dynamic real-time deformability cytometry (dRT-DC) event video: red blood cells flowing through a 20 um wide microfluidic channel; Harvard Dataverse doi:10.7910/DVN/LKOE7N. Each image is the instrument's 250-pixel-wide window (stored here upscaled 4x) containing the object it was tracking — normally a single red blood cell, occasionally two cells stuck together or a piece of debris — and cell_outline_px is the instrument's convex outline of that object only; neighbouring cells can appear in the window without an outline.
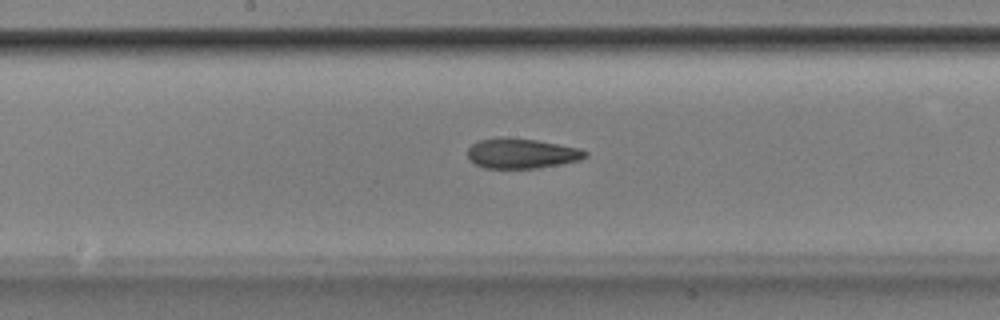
{"species": "Egyptian fruit bat (a non-hibernating species)", "species_latin": "Rousettus aegyptiacus", "temperature_condition": "room temperature", "stored_images_in_passage": 42, "camera_frame_rate_fps": 3000, "um_per_image_px": 0.085, "animal": {"sex": "male"}, "frame": {"image": 1, "passage_image": 26, "time_ms": 8.333, "image_size_px": [1000, 320], "cell_outline_px": [[588, 156], [580, 160], [560, 164], [536, 168], [484, 168], [468, 160], [468, 148], [472, 144], [480, 140], [496, 136], [500, 136], [536, 140], [580, 148], [588, 152]], "centroid_in_image_um": [44.32, 13.03], "position_along_channel_um": 203.9, "area_um2": 20.75}}
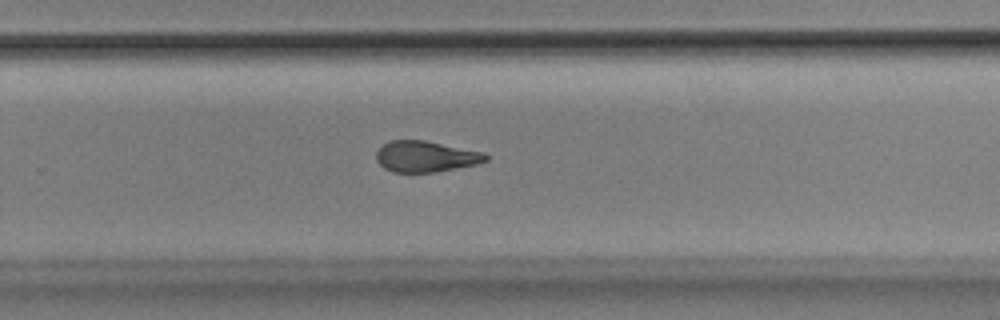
{"frame": {"image": 2, "passage_image": 33, "time_ms": 10.667, "image_size_px": [1000, 320], "cell_outline_px": [[488, 160], [476, 164], [436, 172], [392, 172], [384, 168], [376, 160], [376, 152], [384, 144], [392, 140], [424, 140], [484, 152], [488, 156]], "centroid_in_image_um": [36.18, 13.3], "position_along_channel_um": 293.6, "area_um2": 19.71}}
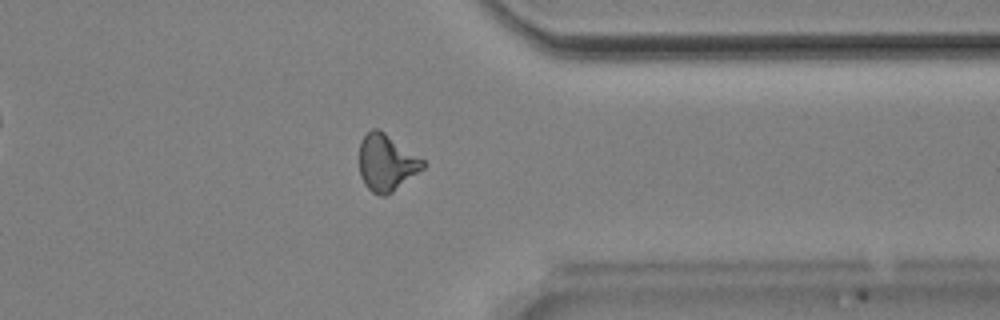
{"frame": {"image": 3, "passage_image": 40, "time_ms": 13.0, "image_size_px": [1000, 320], "cell_outline_px": [[424, 168], [392, 192], [384, 196], [380, 196], [372, 192], [364, 184], [360, 176], [360, 140], [372, 128], [376, 128], [384, 132], [424, 160]], "centroid_in_image_um": [32.83, 13.84], "position_along_channel_um": 378.6, "area_um2": 20.75}}